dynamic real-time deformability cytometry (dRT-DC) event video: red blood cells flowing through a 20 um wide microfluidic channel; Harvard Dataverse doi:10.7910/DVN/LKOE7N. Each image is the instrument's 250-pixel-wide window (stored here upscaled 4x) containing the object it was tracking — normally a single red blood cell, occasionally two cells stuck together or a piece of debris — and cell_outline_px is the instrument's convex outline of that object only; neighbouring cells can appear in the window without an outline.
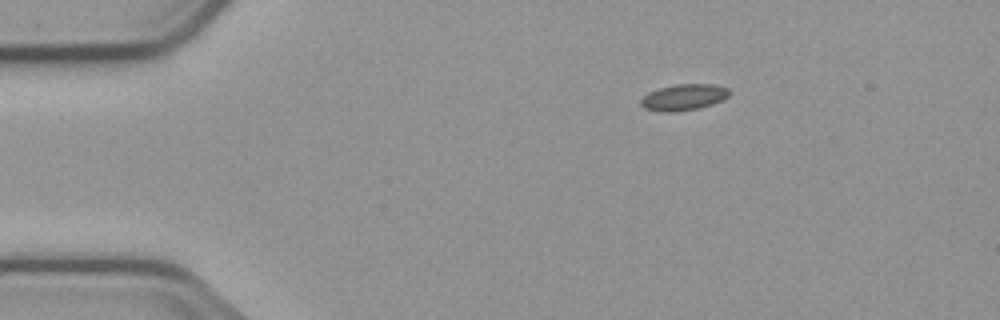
{"species": "common noctule bat (a hibernating species)", "species_latin": "Nyctalus noctula", "temperature_condition": "cold", "stored_images_in_passage": 5, "camera_frame_rate_fps": 3000, "um_per_image_px": 0.085, "animal": {"sex": "male", "body_mass_g": 23.1, "forearm_length_mm": 52.7}, "frame": {"image": 1, "passage_image": 5, "time_ms": 4.667, "image_size_px": [1000, 320], "cell_outline_px": [[732, 92], [724, 100], [700, 108], [672, 112], [664, 112], [644, 108], [640, 104], [640, 100], [648, 92], [660, 88], [676, 84], [716, 84], [728, 88]], "centroid_in_image_um": [58.15, 8.26], "position_along_channel_um": 26.8, "area_um2": 13.64}}